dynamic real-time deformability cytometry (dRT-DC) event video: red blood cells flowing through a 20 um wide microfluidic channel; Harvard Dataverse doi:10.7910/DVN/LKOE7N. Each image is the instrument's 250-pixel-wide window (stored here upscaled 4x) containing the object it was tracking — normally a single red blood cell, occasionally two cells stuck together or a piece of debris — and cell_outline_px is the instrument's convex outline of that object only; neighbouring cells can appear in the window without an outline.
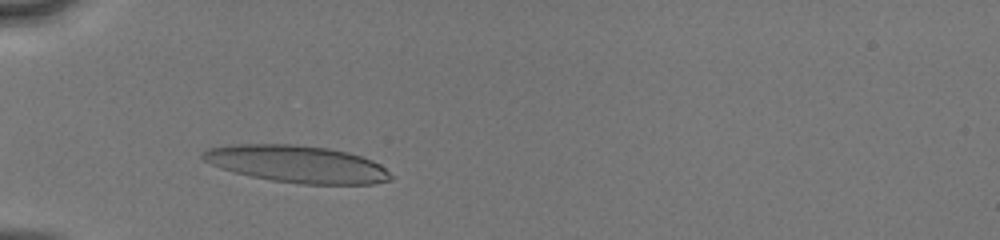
{"species": "human", "species_latin": "Homo sapiens", "temperature_condition": "cold", "stored_images_in_passage": 34, "camera_frame_rate_fps": 3000, "um_per_image_px": 0.085, "donor": {"sex": "male"}, "frame": {"image": 1, "passage_image": 7, "time_ms": 2.0, "image_size_px": [1000, 240], "cell_outline_px": [[392, 180], [372, 184], [300, 184], [272, 180], [252, 176], [220, 168], [204, 160], [200, 156], [200, 152], [204, 148], [232, 144], [292, 144], [328, 148], [348, 152], [372, 160], [380, 164], [392, 176]], "centroid_in_image_um": [25.22, 13.93], "position_along_channel_um": 59.8, "area_um2": 40.75}}
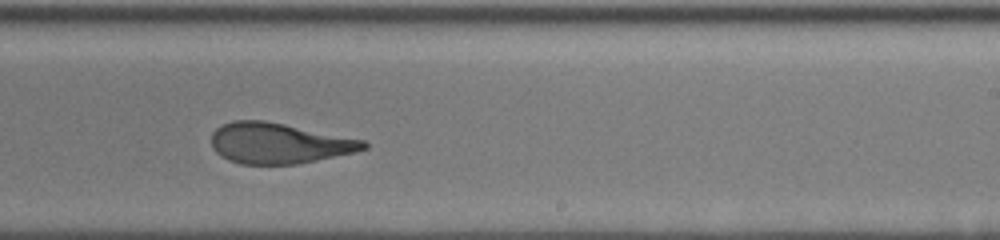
{"frame": {"image": 2, "passage_image": 23, "time_ms": 7.333, "image_size_px": [1000, 240], "cell_outline_px": [[368, 148], [356, 152], [296, 164], [240, 164], [228, 160], [220, 156], [212, 148], [212, 132], [216, 128], [232, 120], [264, 120], [364, 140], [368, 144]], "centroid_in_image_um": [23.68, 12.18], "position_along_channel_um": 265.3, "area_um2": 35.95}}
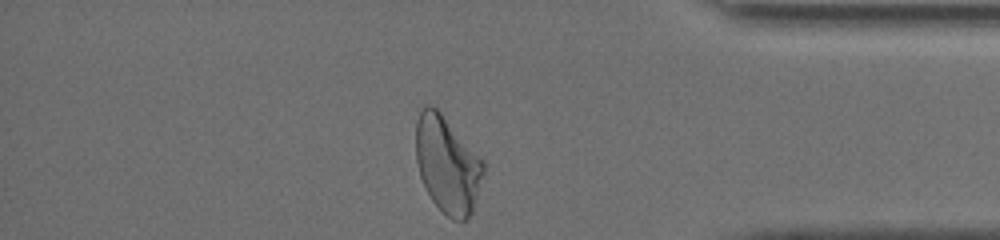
{"frame": {"image": 3, "passage_image": 34, "time_ms": 11.0, "image_size_px": [1000, 240], "cell_outline_px": [[484, 172], [472, 212], [464, 220], [452, 220], [432, 200], [420, 176], [416, 160], [416, 120], [420, 108], [428, 104], [432, 104], [440, 112], [484, 160]], "centroid_in_image_um": [38.01, 13.95], "position_along_channel_um": 397.2, "area_um2": 37.8}, "authors_computed_cell_mechanics": {"area_um2": 37.6567, "velocity_mm_per_s": 4.091, "shape_relaxation_time_tau1_ms": 5.9378, "shape_relaxation_time_tau2_ms": 1.3592, "deformation_change_tau1": 0.2451, "deformation_change_tau2": 0.1077}}